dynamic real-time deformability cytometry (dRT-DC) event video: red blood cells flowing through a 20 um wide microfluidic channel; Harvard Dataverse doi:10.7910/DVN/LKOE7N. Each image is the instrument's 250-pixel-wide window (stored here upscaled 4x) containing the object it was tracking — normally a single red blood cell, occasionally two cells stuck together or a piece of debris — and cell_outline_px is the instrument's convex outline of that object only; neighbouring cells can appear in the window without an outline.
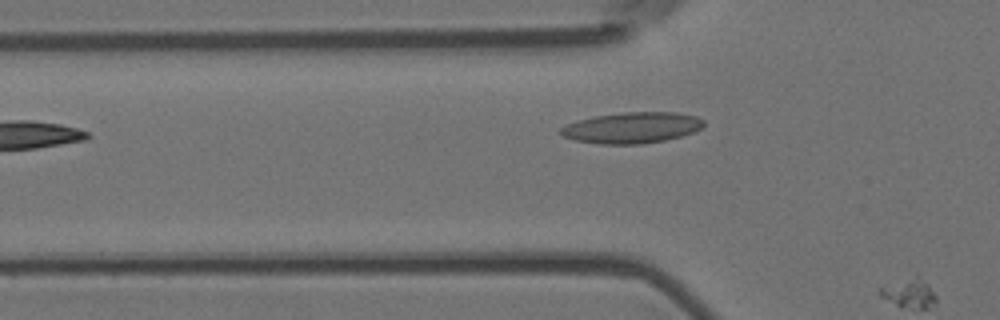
{"species": "Egyptian fruit bat (a non-hibernating species)", "species_latin": "Rousettus aegyptiacus", "temperature_condition": "room temperature", "stored_images_in_passage": 4, "camera_frame_rate_fps": 3000, "um_per_image_px": 0.085, "animal": {"sex": "female"}, "frame": {"image": 1, "passage_image": 4, "time_ms": 1.0, "image_size_px": [1000, 320], "cell_outline_px": [[704, 124], [700, 128], [692, 132], [680, 136], [664, 140], [640, 144], [600, 144], [576, 140], [564, 136], [560, 132], [560, 128], [576, 120], [596, 116], [624, 112], [676, 112], [696, 116], [704, 120]], "centroid_in_image_um": [53.72, 10.85], "position_along_channel_um": 72.1, "area_um2": 25.61}}